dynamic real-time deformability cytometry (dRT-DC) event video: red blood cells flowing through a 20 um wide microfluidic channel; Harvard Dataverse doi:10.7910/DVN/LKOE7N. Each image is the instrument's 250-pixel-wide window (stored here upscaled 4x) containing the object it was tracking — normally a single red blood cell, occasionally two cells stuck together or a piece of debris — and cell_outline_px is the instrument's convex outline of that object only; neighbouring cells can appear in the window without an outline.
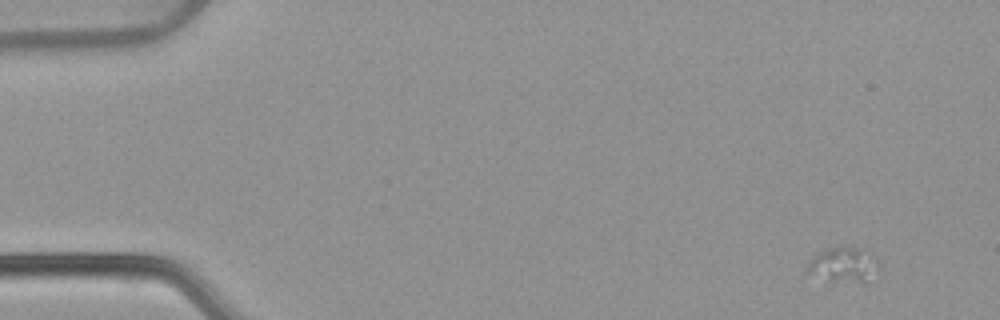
{"species": "common noctule bat (a hibernating species)", "species_latin": "Nyctalus noctula", "temperature_condition": "warm", "stored_images_in_passage": 41, "camera_frame_rate_fps": 3000, "um_per_image_px": 0.085, "animal": {"sex": "female", "body_mass_g": 22.7, "forearm_length_mm": 54.2}, "frame": {"image": 1, "passage_image": 1, "time_ms": 0.0, "image_size_px": [1000, 320], "cell_outline_px": [[880, 272], [868, 284], [832, 280], [804, 272], [812, 256], [816, 252], [832, 248], [860, 248], [880, 264]], "centroid_in_image_um": [71.74, 22.56], "position_along_channel_um": 13.3, "area_um2": 14.62}}